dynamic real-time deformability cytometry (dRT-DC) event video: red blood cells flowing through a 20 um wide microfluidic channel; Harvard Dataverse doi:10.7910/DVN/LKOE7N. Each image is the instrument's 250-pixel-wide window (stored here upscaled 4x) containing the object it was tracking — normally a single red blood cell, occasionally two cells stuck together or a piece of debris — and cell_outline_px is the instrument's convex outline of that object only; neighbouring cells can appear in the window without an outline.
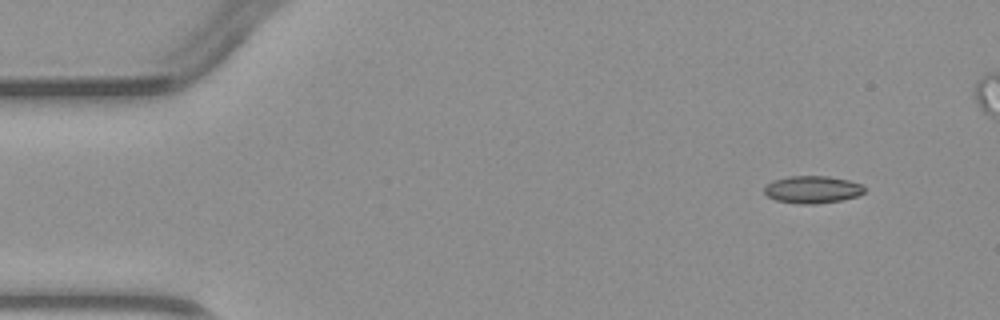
{"species": "common noctule bat (a hibernating species)", "species_latin": "Nyctalus noctula", "temperature_condition": "warm", "stored_images_in_passage": 3, "camera_frame_rate_fps": 3000, "um_per_image_px": 0.085, "animal": {"sex": "male", "body_mass_g": 23.1, "forearm_length_mm": 52.7}, "frame": {"image": 1, "passage_image": 1, "time_ms": 0.0, "image_size_px": [1000, 320], "cell_outline_px": [[864, 192], [856, 196], [840, 200], [816, 204], [800, 204], [776, 200], [768, 196], [764, 192], [764, 188], [772, 180], [788, 176], [828, 176], [848, 180], [864, 184]], "centroid_in_image_um": [69.05, 16.1], "position_along_channel_um": 15.9, "area_um2": 15.95}}